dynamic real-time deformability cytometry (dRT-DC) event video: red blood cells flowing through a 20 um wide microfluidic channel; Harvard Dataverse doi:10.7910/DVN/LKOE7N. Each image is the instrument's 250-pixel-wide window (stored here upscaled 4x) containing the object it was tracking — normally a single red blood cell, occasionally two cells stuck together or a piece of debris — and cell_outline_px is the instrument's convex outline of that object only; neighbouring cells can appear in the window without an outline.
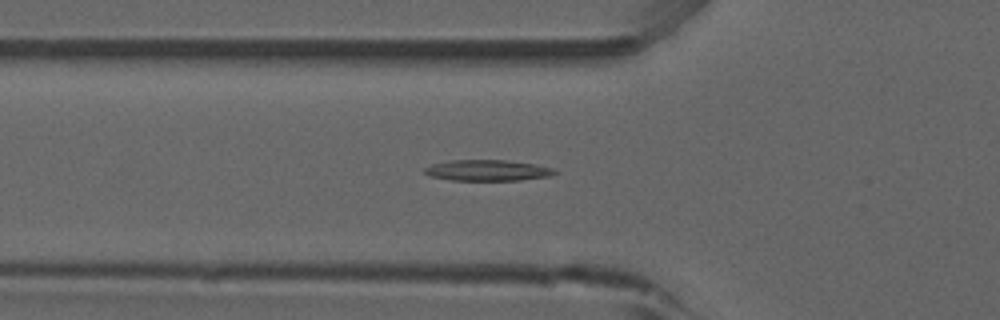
{"species": "common noctule bat (a hibernating species)", "species_latin": "Nyctalus noctula", "temperature_condition": "room temperature", "stored_images_in_passage": 37, "camera_frame_rate_fps": 3000, "um_per_image_px": 0.085, "animal": {"sex": "male", "forearm_length_mm": 52.5}, "frame": {"image": 1, "passage_image": 3, "time_ms": 0.667, "image_size_px": [1000, 320], "cell_outline_px": [[556, 172], [548, 176], [520, 180], [452, 180], [428, 176], [424, 172], [424, 168], [432, 164], [452, 160], [504, 160], [536, 164], [552, 168]], "centroid_in_image_um": [41.39, 14.48], "position_along_channel_um": 84.4, "area_um2": 15.72}}
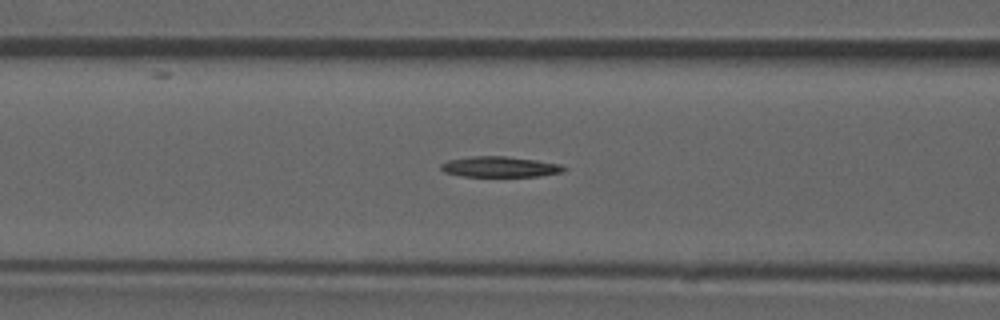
{"frame": {"image": 2, "passage_image": 6, "time_ms": 1.667, "image_size_px": [1000, 320], "cell_outline_px": [[568, 168], [564, 172], [540, 176], [460, 176], [444, 172], [440, 168], [440, 164], [448, 160], [472, 156], [504, 156], [536, 160], [560, 164]], "centroid_in_image_um": [42.5, 14.18], "position_along_channel_um": 124.1, "area_um2": 14.8}}
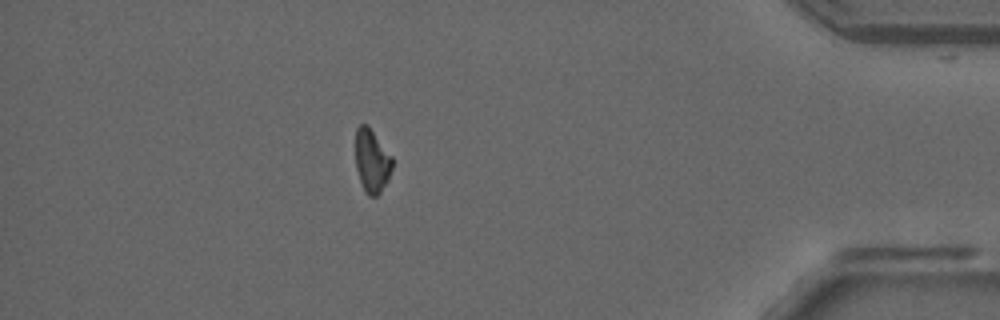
{"frame": {"image": 3, "passage_image": 31, "time_ms": 10.0, "image_size_px": [1000, 320], "cell_outline_px": [[392, 168], [388, 180], [380, 192], [376, 196], [368, 196], [364, 192], [356, 168], [356, 128], [360, 124], [368, 124], [392, 156]], "centroid_in_image_um": [31.61, 13.67], "position_along_channel_um": 403.6, "area_um2": 13.64}}